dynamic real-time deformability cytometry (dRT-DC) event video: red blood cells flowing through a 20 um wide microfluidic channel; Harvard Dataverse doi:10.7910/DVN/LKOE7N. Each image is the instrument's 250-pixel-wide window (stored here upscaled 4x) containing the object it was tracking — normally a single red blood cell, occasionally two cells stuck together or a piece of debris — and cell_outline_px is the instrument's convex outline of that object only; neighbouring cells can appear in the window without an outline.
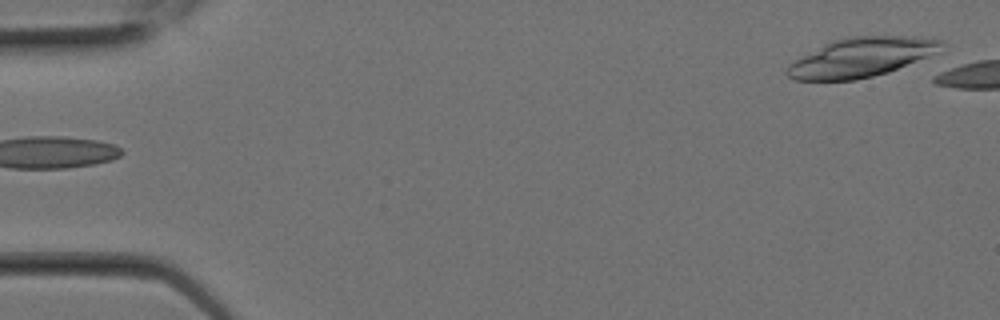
{"species": "Egyptian fruit bat (a non-hibernating species)", "species_latin": "Rousettus aegyptiacus", "temperature_condition": "room temperature", "stored_images_in_passage": 3, "camera_frame_rate_fps": 3000, "um_per_image_px": 0.085, "animal": {"sex": "female"}, "frame": {"image": 1, "passage_image": 1, "time_ms": 0.0, "image_size_px": [1000, 320], "cell_outline_px": [[940, 44], [924, 56], [888, 72], [856, 80], [796, 80], [788, 76], [784, 72], [788, 64], [824, 44], [832, 40], [848, 36], [912, 36], [940, 40]], "centroid_in_image_um": [73.03, 4.88], "position_along_channel_um": 12.0, "area_um2": 34.16}}